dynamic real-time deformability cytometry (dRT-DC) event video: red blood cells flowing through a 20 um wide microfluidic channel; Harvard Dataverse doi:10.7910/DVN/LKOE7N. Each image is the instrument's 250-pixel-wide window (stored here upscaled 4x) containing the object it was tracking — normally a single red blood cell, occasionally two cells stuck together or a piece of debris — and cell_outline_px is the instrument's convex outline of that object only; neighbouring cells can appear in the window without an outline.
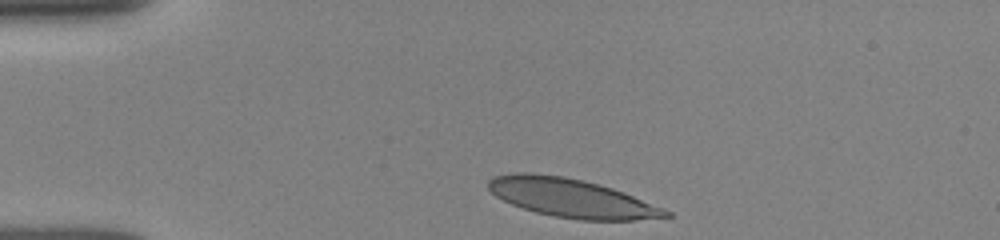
{"species": "human", "species_latin": "Homo sapiens", "temperature_condition": "room temperature", "stored_images_in_passage": 33, "camera_frame_rate_fps": 3000, "um_per_image_px": 0.085, "donor": {"sex": "female"}, "frame": {"image": 1, "passage_image": 1, "time_ms": 0.0, "image_size_px": [1000, 240], "cell_outline_px": [[672, 216], [636, 220], [580, 220], [552, 216], [536, 212], [512, 204], [496, 196], [488, 188], [488, 180], [492, 176], [512, 172], [532, 172], [564, 176], [600, 184], [624, 192], [664, 208], [672, 212]], "centroid_in_image_um": [48.57, 16.82], "position_along_channel_um": 36.4, "area_um2": 40.11}}
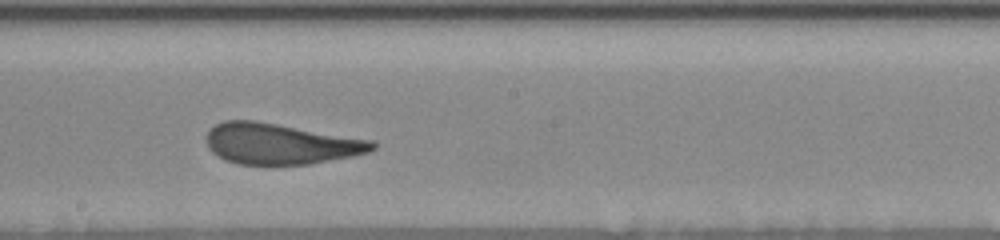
{"frame": {"image": 2, "passage_image": 19, "time_ms": 6.0, "image_size_px": [1000, 240], "cell_outline_px": [[380, 144], [376, 148], [368, 152], [352, 156], [308, 164], [240, 164], [224, 160], [216, 156], [208, 148], [208, 132], [216, 124], [224, 120], [256, 120], [372, 140]], "centroid_in_image_um": [23.85, 12.22], "position_along_channel_um": 224.3, "area_um2": 39.42}}
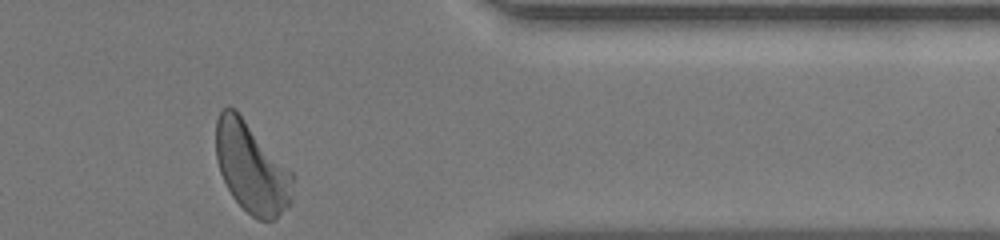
{"frame": {"image": 3, "passage_image": 33, "time_ms": 10.667, "image_size_px": [1000, 240], "cell_outline_px": [[292, 200], [276, 220], [256, 220], [232, 196], [220, 172], [216, 160], [216, 120], [220, 112], [224, 108], [232, 108], [240, 116], [292, 172]], "centroid_in_image_um": [21.37, 14.31], "position_along_channel_um": 390.0, "area_um2": 39.54}, "authors_computed_cell_mechanics": {"area_um2": 39.9976, "velocity_mm_per_s": 3.863, "shape_relaxation_time_tau1_ms": 4.5941, "shape_relaxation_time_tau2_ms": 0.8723, "deformation_change_tau1": 0.168, "deformation_change_tau2": 0.0711}}